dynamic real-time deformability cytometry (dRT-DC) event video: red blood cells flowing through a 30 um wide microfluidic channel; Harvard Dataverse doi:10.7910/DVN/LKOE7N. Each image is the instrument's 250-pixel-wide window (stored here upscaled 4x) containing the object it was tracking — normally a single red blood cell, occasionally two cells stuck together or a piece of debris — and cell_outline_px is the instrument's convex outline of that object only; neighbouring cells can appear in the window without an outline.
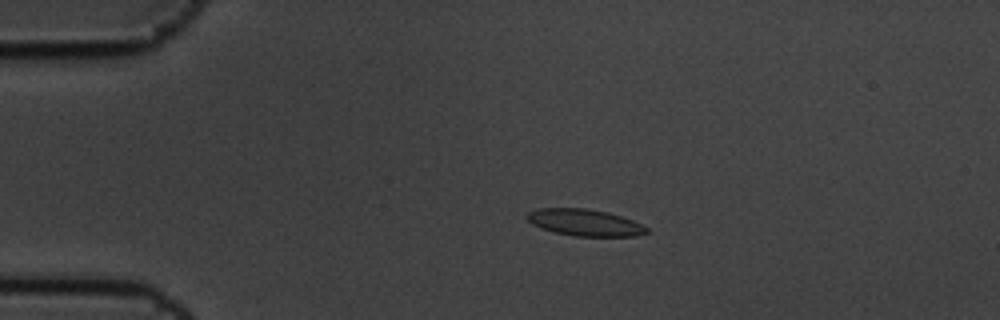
{"species": "common noctule bat (a hibernating species)", "species_latin": "Nyctalus noctula", "temperature_condition": "cold", "stored_images_in_passage": 8, "camera_frame_rate_fps": 3000, "um_per_image_px": 0.085, "animal": {"sex": "male", "body_mass_g": 19.5, "forearm_length_mm": 54.6}, "frame": {"image": 1, "passage_image": 4, "time_ms": 1.0, "image_size_px": [1000, 320], "cell_outline_px": [[648, 232], [636, 236], [576, 236], [556, 232], [532, 224], [524, 216], [528, 212], [536, 208], [584, 208], [608, 212], [632, 220], [648, 228]], "centroid_in_image_um": [49.68, 18.9], "position_along_channel_um": 35.3, "area_um2": 18.44}}
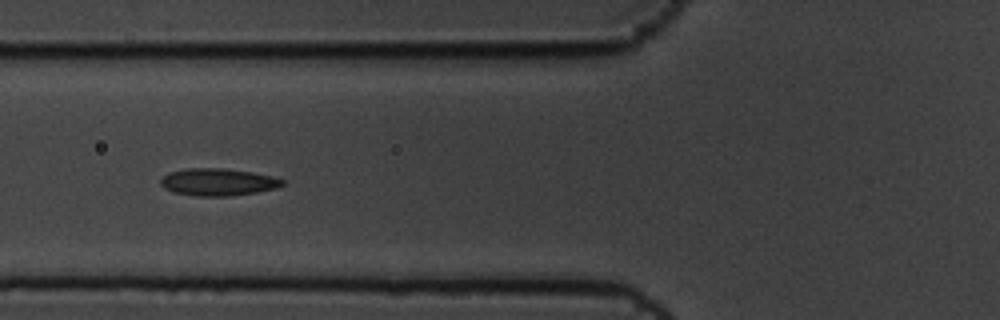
{"frame": {"image": 2, "passage_image": 7, "time_ms": 2.0, "image_size_px": [1000, 320], "cell_outline_px": [[284, 184], [276, 188], [256, 192], [228, 196], [196, 196], [172, 192], [164, 188], [160, 184], [160, 180], [168, 172], [188, 168], [224, 168], [252, 172], [272, 176], [284, 180]], "centroid_in_image_um": [18.5, 15.47], "position_along_channel_um": 107.3, "area_um2": 19.36}}
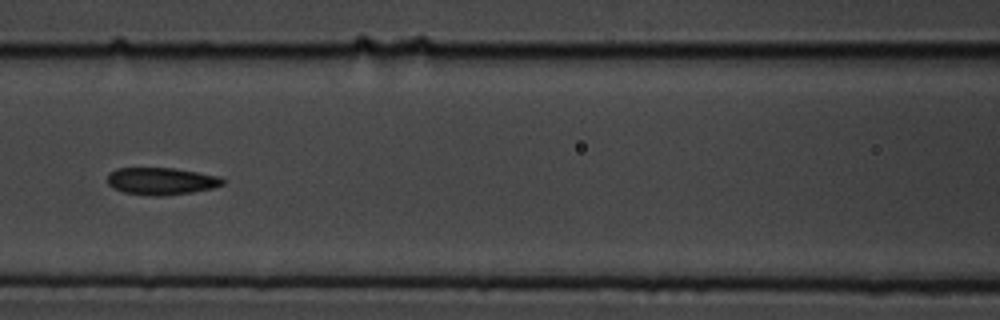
{"frame": {"image": 3, "passage_image": 8, "time_ms": 2.333, "image_size_px": [1000, 320], "cell_outline_px": [[224, 184], [212, 188], [192, 192], [160, 196], [148, 196], [124, 192], [112, 188], [108, 184], [108, 172], [116, 168], [176, 168], [220, 176], [224, 180]], "centroid_in_image_um": [13.69, 15.39], "position_along_channel_um": 152.9, "area_um2": 18.44}}